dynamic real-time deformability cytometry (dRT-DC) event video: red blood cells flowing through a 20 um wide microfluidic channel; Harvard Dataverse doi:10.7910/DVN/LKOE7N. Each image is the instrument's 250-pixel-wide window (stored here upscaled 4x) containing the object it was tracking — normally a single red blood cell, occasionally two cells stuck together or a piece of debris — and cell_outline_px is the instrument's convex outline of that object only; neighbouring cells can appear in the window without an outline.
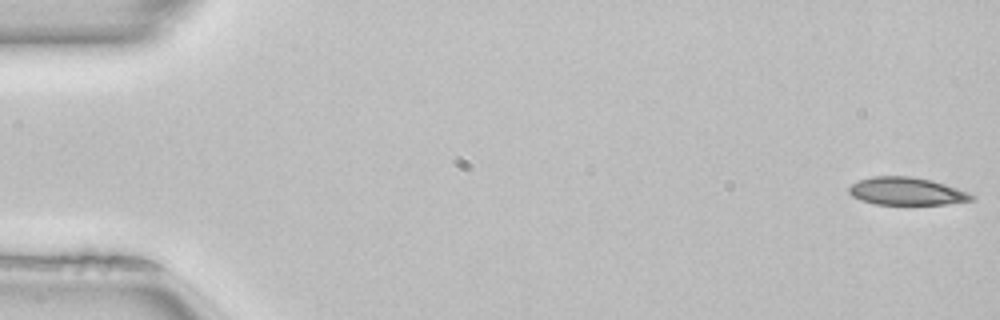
{"species": "common noctule bat (a hibernating species)", "species_latin": "Nyctalus noctula", "temperature_condition": "room temperature", "stored_images_in_passage": 51, "camera_frame_rate_fps": 3000, "um_per_image_px": 0.085, "animal": {"sex": "female", "body_mass_g": 22.7, "forearm_length_mm": 54.2}, "frame": {"image": 1, "passage_image": 1, "time_ms": 0.0, "image_size_px": [1000, 320], "cell_outline_px": [[976, 196], [972, 200], [944, 204], [876, 204], [860, 200], [852, 196], [848, 192], [848, 188], [852, 184], [860, 180], [872, 176], [912, 176], [932, 180], [968, 192]], "centroid_in_image_um": [77.04, 16.25], "position_along_channel_um": 8.0, "area_um2": 19.71}}
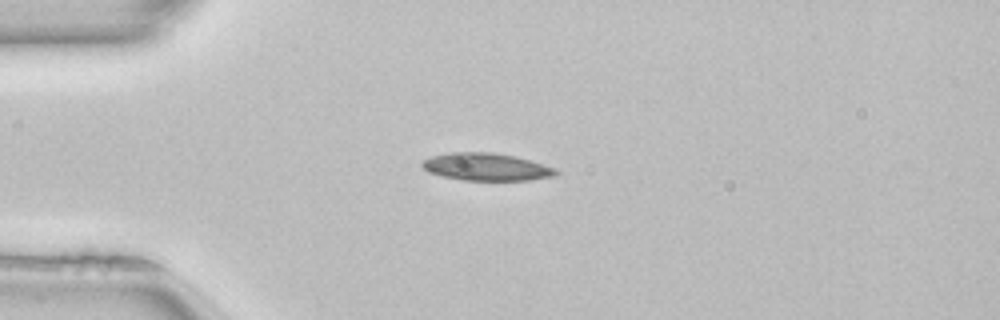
{"frame": {"image": 2, "passage_image": 13, "time_ms": 4.0, "image_size_px": [1000, 320], "cell_outline_px": [[560, 172], [552, 176], [528, 180], [464, 180], [444, 176], [428, 172], [420, 164], [424, 160], [432, 156], [448, 152], [492, 152], [516, 156], [532, 160], [556, 168]], "centroid_in_image_um": [41.36, 14.17], "position_along_channel_um": 43.6, "area_um2": 21.44}}
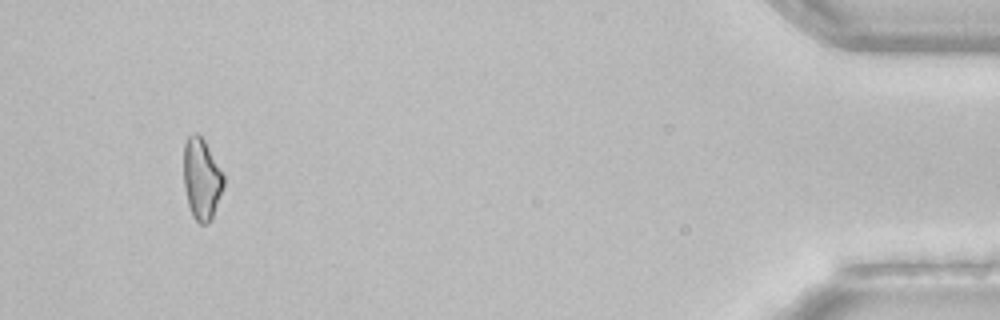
{"frame": {"image": 3, "passage_image": 48, "time_ms": 15.667, "image_size_px": [1000, 320], "cell_outline_px": [[224, 188], [212, 220], [208, 224], [200, 224], [192, 216], [188, 204], [184, 184], [184, 144], [188, 136], [192, 132], [196, 132], [204, 140], [224, 176]], "centroid_in_image_um": [17.14, 15.24], "position_along_channel_um": 418.1, "area_um2": 19.02}}